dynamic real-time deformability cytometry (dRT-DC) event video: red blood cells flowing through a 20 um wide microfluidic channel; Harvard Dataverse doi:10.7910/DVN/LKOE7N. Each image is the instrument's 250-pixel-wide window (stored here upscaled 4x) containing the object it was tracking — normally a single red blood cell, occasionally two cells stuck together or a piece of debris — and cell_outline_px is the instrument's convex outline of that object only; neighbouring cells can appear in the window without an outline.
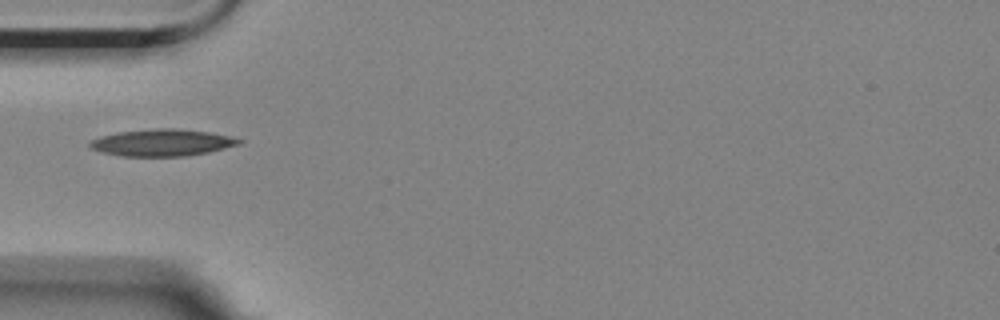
{"species": "Egyptian fruit bat (a non-hibernating species)", "species_latin": "Rousettus aegyptiacus", "temperature_condition": "room temperature", "stored_images_in_passage": 5, "camera_frame_rate_fps": 3000, "um_per_image_px": 0.085, "animal": {"sex": "female"}, "frame": {"image": 1, "passage_image": 1, "time_ms": 0.0, "image_size_px": [1000, 320], "cell_outline_px": [[244, 140], [240, 144], [208, 152], [188, 156], [120, 156], [104, 152], [92, 148], [88, 144], [88, 140], [100, 136], [120, 132], [156, 128], [172, 128], [208, 132], [232, 136]], "centroid_in_image_um": [13.79, 12.12], "position_along_channel_um": 71.2, "area_um2": 23.29}}
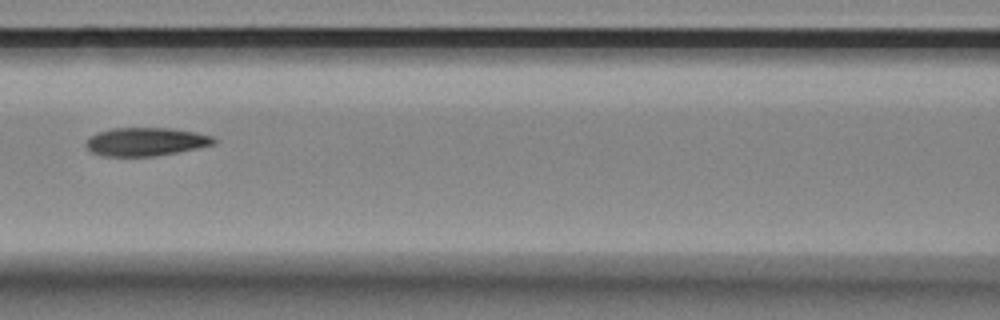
{"frame": {"image": 2, "passage_image": 3, "time_ms": 2.333, "image_size_px": [1000, 320], "cell_outline_px": [[216, 144], [176, 152], [152, 156], [104, 156], [92, 152], [84, 144], [96, 132], [112, 128], [172, 128], [196, 132], [212, 136], [216, 140]], "centroid_in_image_um": [12.4, 12.03], "position_along_channel_um": 154.2, "area_um2": 20.98}}
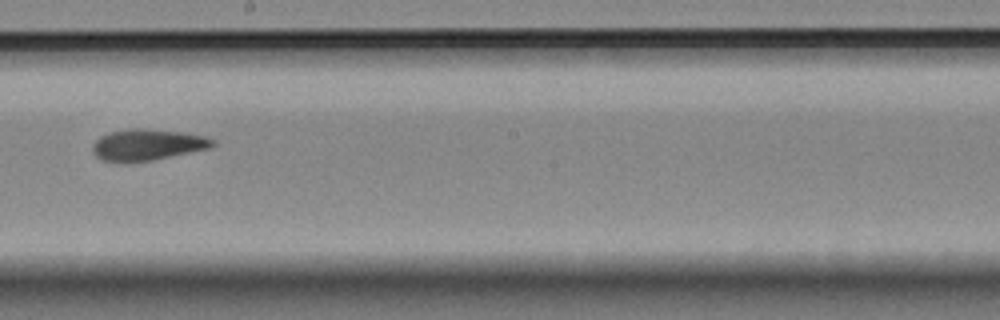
{"frame": {"image": 3, "passage_image": 5, "time_ms": 4.667, "image_size_px": [1000, 320], "cell_outline_px": [[216, 144], [208, 148], [152, 160], [104, 160], [96, 156], [92, 152], [92, 144], [100, 136], [112, 132], [128, 128], [144, 128], [184, 132], [204, 136], [216, 140]], "centroid_in_image_um": [12.55, 12.26], "position_along_channel_um": 235.7, "area_um2": 21.39}}